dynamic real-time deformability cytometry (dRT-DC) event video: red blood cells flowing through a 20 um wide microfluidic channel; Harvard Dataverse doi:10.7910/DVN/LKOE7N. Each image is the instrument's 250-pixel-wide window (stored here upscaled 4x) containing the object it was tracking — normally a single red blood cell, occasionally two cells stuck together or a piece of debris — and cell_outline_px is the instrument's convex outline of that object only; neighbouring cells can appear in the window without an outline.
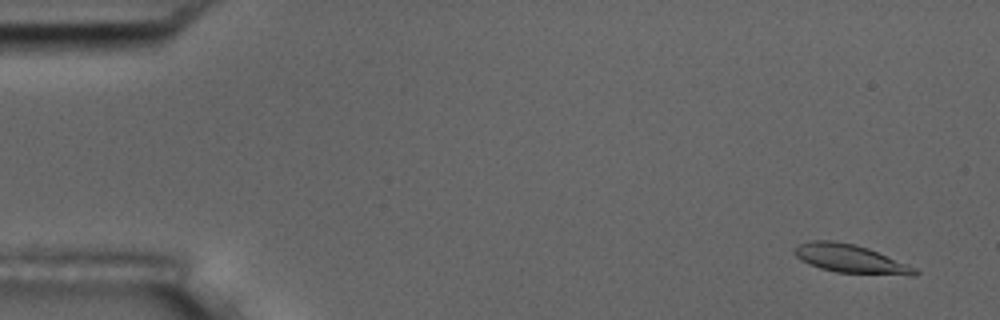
{"species": "common noctule bat (a hibernating species)", "species_latin": "Nyctalus noctula", "temperature_condition": "room temperature", "stored_images_in_passage": 6, "camera_frame_rate_fps": 3000, "um_per_image_px": 0.085, "animal": {"sex": "male", "body_mass_g": 17.5, "forearm_length_mm": 52.3}, "frame": {"image": 1, "passage_image": 1, "time_ms": 0.0, "image_size_px": [1000, 320], "cell_outline_px": [[920, 272], [916, 276], [912, 276], [836, 272], [820, 268], [808, 264], [800, 260], [796, 256], [796, 248], [800, 244], [812, 240], [832, 240], [856, 244], [868, 248], [916, 268]], "centroid_in_image_um": [72.32, 22.01], "position_along_channel_um": 12.7, "area_um2": 19.88}}